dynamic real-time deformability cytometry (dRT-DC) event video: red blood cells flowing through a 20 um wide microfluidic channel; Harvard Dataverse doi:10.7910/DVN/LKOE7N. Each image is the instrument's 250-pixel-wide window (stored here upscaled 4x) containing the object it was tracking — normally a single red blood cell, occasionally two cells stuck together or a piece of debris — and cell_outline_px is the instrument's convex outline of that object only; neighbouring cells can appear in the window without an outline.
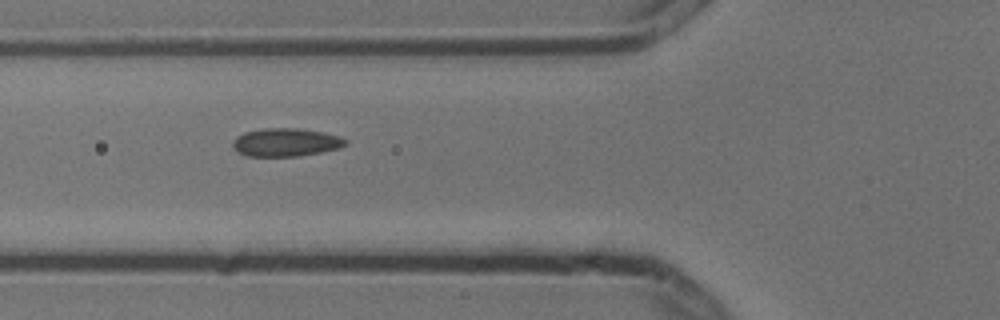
{"species": "common noctule bat (a hibernating species)", "species_latin": "Nyctalus noctula", "temperature_condition": "cold", "stored_images_in_passage": 4, "camera_frame_rate_fps": 3000, "um_per_image_px": 0.085, "animal": {"sex": "male", "body_mass_g": 13.3}, "frame": {"image": 1, "passage_image": 4, "time_ms": 1.0, "image_size_px": [1000, 320], "cell_outline_px": [[348, 144], [340, 148], [320, 152], [296, 156], [248, 156], [236, 152], [232, 148], [232, 140], [236, 136], [244, 132], [264, 128], [296, 128], [324, 132], [340, 136], [348, 140]], "centroid_in_image_um": [24.28, 12.09], "position_along_channel_um": 101.5, "area_um2": 18.73}}